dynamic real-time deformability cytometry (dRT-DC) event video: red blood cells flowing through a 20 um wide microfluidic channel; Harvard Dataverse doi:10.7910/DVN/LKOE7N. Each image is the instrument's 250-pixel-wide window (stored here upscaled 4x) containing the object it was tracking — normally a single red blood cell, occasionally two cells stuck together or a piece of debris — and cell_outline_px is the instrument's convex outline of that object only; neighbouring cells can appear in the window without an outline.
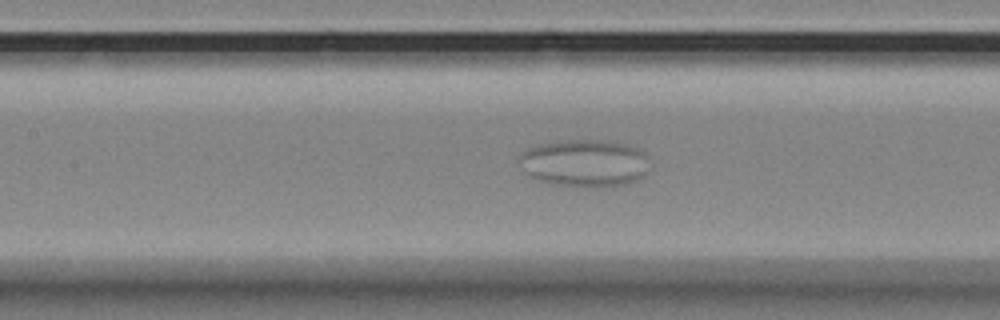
{"species": "Egyptian fruit bat (a non-hibernating species)", "species_latin": "Rousettus aegyptiacus", "temperature_condition": "room temperature", "stored_images_in_passage": 55, "camera_frame_rate_fps": 3000, "um_per_image_px": 0.085, "animal": {"sex": "female"}, "frame": {"image": 1, "passage_image": 18, "time_ms": 5.667, "image_size_px": [1000, 320], "cell_outline_px": [[644, 176], [628, 184], [596, 188], [584, 188], [556, 184], [540, 180], [528, 176], [524, 172], [520, 156], [520, 152], [528, 148], [540, 144], [568, 140], [608, 140], [628, 144], [640, 148], [644, 152]], "centroid_in_image_um": [49.67, 13.87], "position_along_channel_um": 157.7, "area_um2": 35.95}}
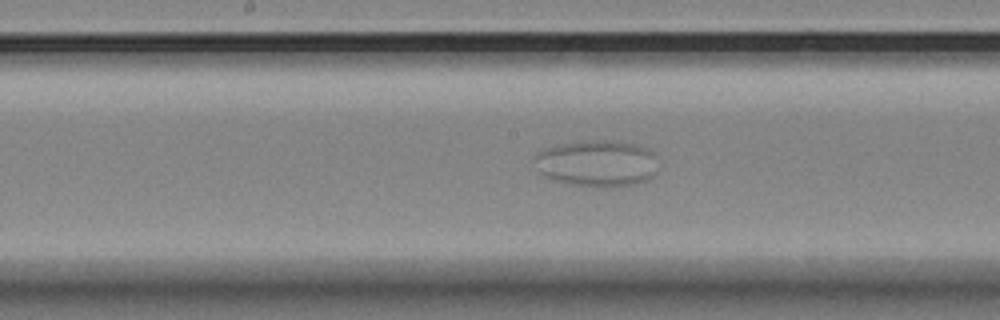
{"frame": {"image": 2, "passage_image": 22, "time_ms": 7.0, "image_size_px": [1000, 320], "cell_outline_px": [[656, 176], [648, 180], [636, 184], [612, 188], [596, 188], [568, 184], [552, 180], [544, 176], [540, 172], [532, 156], [536, 152], [548, 148], [564, 144], [592, 140], [616, 140], [648, 148], [652, 152], [656, 172]], "centroid_in_image_um": [50.74, 13.92], "position_along_channel_um": 197.5, "area_um2": 33.87}}
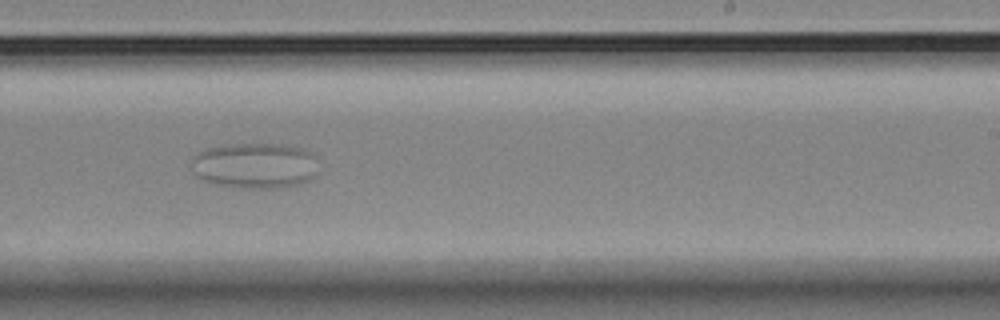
{"frame": {"image": 3, "passage_image": 29, "time_ms": 9.333, "image_size_px": [1000, 320], "cell_outline_px": [[316, 156], [312, 176], [308, 180], [296, 184], [276, 188], [240, 188], [212, 184], [200, 180], [192, 172], [192, 156], [196, 152], [208, 148], [232, 144], [280, 144], [296, 148], [308, 152]], "centroid_in_image_um": [21.54, 14.08], "position_along_channel_um": 267.5, "area_um2": 33.58}}